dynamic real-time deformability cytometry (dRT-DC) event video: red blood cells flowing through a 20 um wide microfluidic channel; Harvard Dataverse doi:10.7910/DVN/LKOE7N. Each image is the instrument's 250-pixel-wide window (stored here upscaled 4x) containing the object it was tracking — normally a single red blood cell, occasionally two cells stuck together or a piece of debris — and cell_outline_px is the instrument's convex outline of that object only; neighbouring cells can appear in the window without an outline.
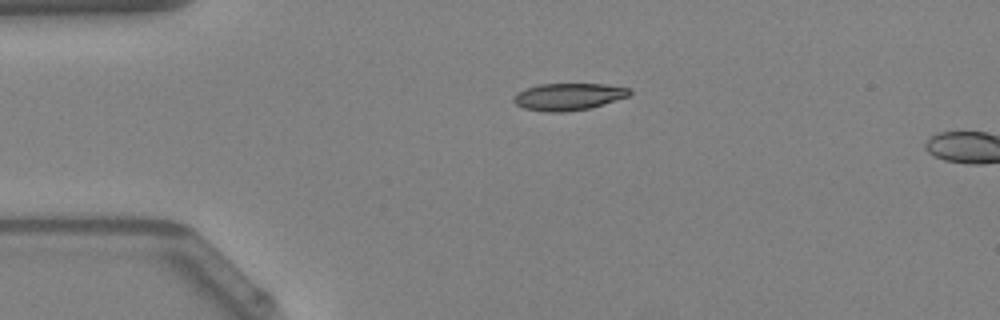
{"species": "Egyptian fruit bat (a non-hibernating species)", "species_latin": "Rousettus aegyptiacus", "temperature_condition": "warm", "stored_images_in_passage": 3, "camera_frame_rate_fps": 3000, "um_per_image_px": 0.085, "animal": {"sex": "female"}, "frame": {"image": 1, "passage_image": 1, "time_ms": 0.0, "image_size_px": [1000, 320], "cell_outline_px": [[632, 92], [628, 96], [604, 104], [588, 108], [564, 112], [548, 112], [524, 108], [516, 104], [512, 100], [512, 96], [524, 88], [540, 84], [604, 84], [632, 88]], "centroid_in_image_um": [48.3, 8.21], "position_along_channel_um": 36.7, "area_um2": 18.32}}